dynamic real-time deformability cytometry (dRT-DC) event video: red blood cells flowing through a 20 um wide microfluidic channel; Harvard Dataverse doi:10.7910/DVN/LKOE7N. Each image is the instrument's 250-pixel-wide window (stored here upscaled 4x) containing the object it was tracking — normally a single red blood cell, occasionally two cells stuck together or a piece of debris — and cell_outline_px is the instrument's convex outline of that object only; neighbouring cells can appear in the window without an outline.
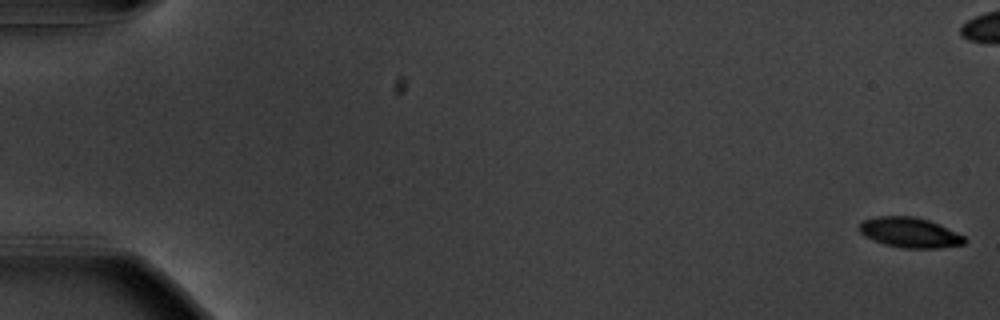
{"species": "common noctule bat (a hibernating species)", "species_latin": "Nyctalus noctula", "temperature_condition": "warm", "stored_images_in_passage": 58, "camera_frame_rate_fps": 3000, "um_per_image_px": 0.085, "animal": {"sex": "male", "body_mass_g": 20.1, "forearm_length_mm": 53.5}, "frame": {"image": 1, "passage_image": 1, "time_ms": 0.0, "image_size_px": [1000, 320], "cell_outline_px": [[968, 240], [964, 244], [940, 248], [904, 248], [884, 244], [864, 236], [860, 232], [860, 224], [864, 220], [876, 216], [912, 216], [928, 220], [964, 236]], "centroid_in_image_um": [77.33, 19.77], "position_along_channel_um": 7.7, "area_um2": 18.26}}
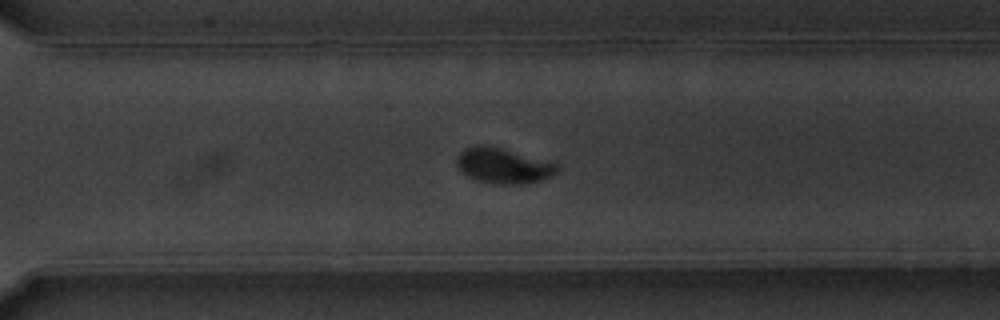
{"frame": {"image": 2, "passage_image": 41, "time_ms": 13.333, "image_size_px": [1000, 320], "cell_outline_px": [[560, 168], [552, 176], [540, 180], [524, 184], [496, 184], [480, 180], [468, 176], [456, 164], [456, 156], [464, 148], [480, 144], [500, 148], [556, 160], [560, 164]], "centroid_in_image_um": [42.88, 14.06], "position_along_channel_um": 327.7, "area_um2": 21.1}}
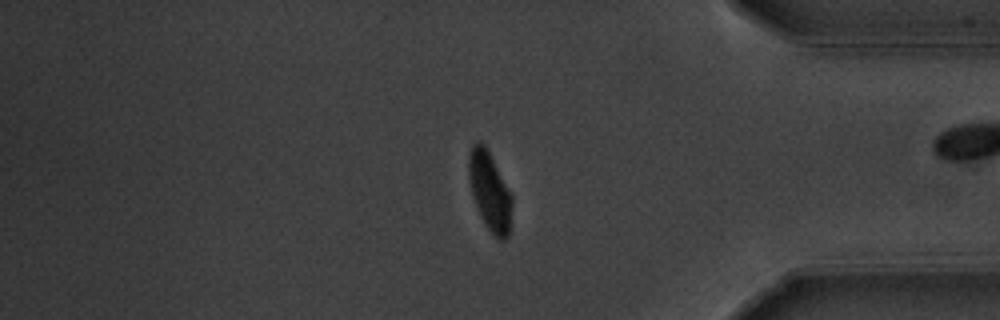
{"frame": {"image": 3, "passage_image": 48, "time_ms": 15.667, "image_size_px": [1000, 320], "cell_outline_px": [[512, 204], [508, 236], [504, 240], [500, 240], [488, 228], [480, 216], [472, 196], [468, 176], [468, 156], [472, 144], [476, 140], [480, 140], [484, 144], [512, 192]], "centroid_in_image_um": [41.62, 16.2], "position_along_channel_um": 393.6, "area_um2": 20.0}, "authors_computed_cell_mechanics": {"area_um2": 20.23, "velocity_mm_per_s": 3.6563, "shape_relaxation_time_tau1_ms": 2.5614, "shape_relaxation_time_tau2_ms": 1.2016, "deformation_change_tau1": 0.1485, "deformation_change_tau2": 0.0453}}